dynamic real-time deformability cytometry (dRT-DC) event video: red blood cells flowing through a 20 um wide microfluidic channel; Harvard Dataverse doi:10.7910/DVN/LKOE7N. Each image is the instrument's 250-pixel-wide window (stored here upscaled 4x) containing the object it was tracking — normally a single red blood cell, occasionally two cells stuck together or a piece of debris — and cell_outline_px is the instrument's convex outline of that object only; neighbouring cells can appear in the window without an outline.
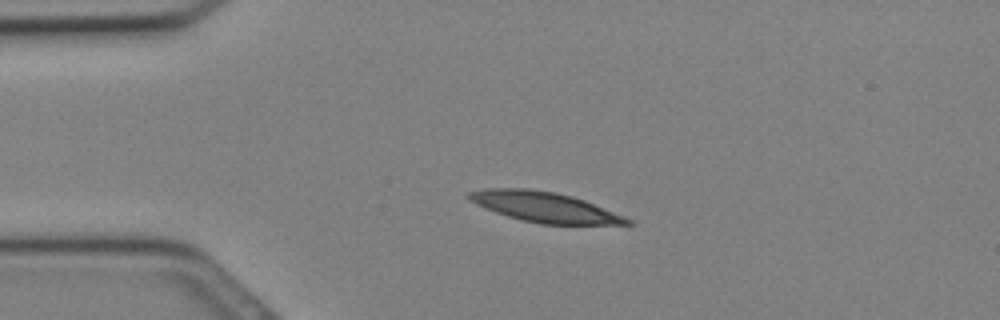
{"species": "Egyptian fruit bat (a non-hibernating species)", "species_latin": "Rousettus aegyptiacus", "temperature_condition": "cold", "stored_images_in_passage": 9, "camera_frame_rate_fps": 3000, "um_per_image_px": 0.085, "animal": {"sex": "female"}, "frame": {"image": 1, "passage_image": 1, "time_ms": 0.0, "image_size_px": [1000, 320], "cell_outline_px": [[636, 224], [540, 224], [520, 220], [496, 212], [476, 204], [468, 200], [464, 196], [468, 192], [484, 188], [528, 188], [556, 192], [572, 196], [584, 200], [624, 216], [632, 220]], "centroid_in_image_um": [46.24, 17.59], "position_along_channel_um": 38.8, "area_um2": 27.86}}
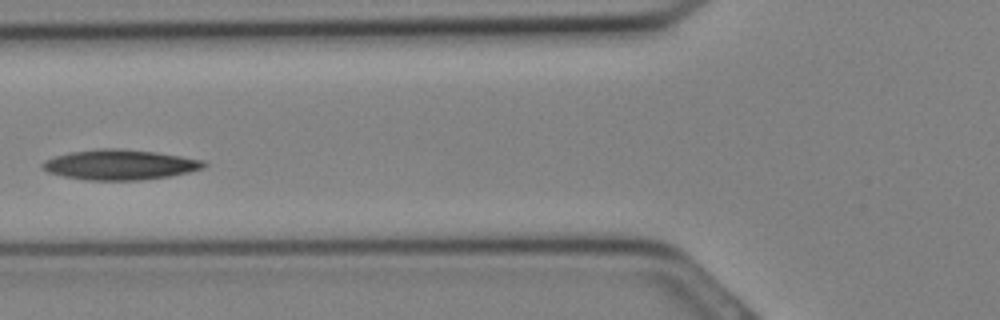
{"frame": {"image": 2, "passage_image": 6, "time_ms": 1.667, "image_size_px": [1000, 320], "cell_outline_px": [[208, 164], [200, 168], [188, 172], [168, 176], [140, 180], [88, 180], [64, 176], [48, 172], [40, 168], [40, 164], [44, 160], [68, 152], [96, 148], [120, 148], [156, 152], [204, 160]], "centroid_in_image_um": [10.13, 13.99], "position_along_channel_um": 115.7, "area_um2": 28.38}}
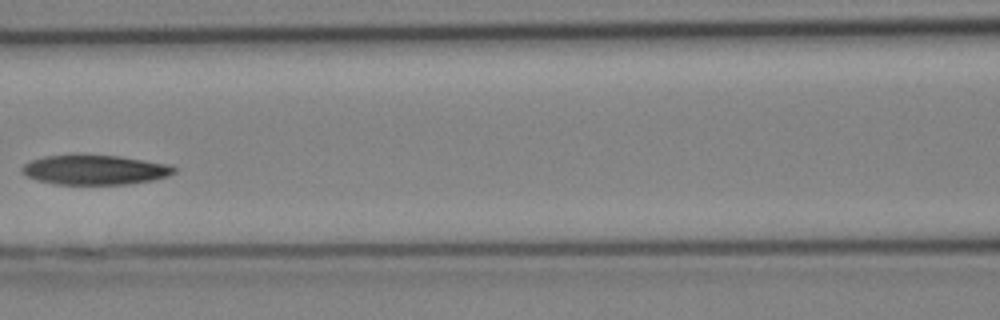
{"frame": {"image": 3, "passage_image": 8, "time_ms": 2.333, "image_size_px": [1000, 320], "cell_outline_px": [[176, 172], [168, 176], [152, 180], [128, 184], [56, 184], [36, 180], [24, 176], [20, 172], [20, 168], [24, 164], [32, 160], [44, 156], [76, 152], [80, 152], [120, 156], [168, 164], [176, 168]], "centroid_in_image_um": [7.99, 14.4], "position_along_channel_um": 158.6, "area_um2": 27.22}}